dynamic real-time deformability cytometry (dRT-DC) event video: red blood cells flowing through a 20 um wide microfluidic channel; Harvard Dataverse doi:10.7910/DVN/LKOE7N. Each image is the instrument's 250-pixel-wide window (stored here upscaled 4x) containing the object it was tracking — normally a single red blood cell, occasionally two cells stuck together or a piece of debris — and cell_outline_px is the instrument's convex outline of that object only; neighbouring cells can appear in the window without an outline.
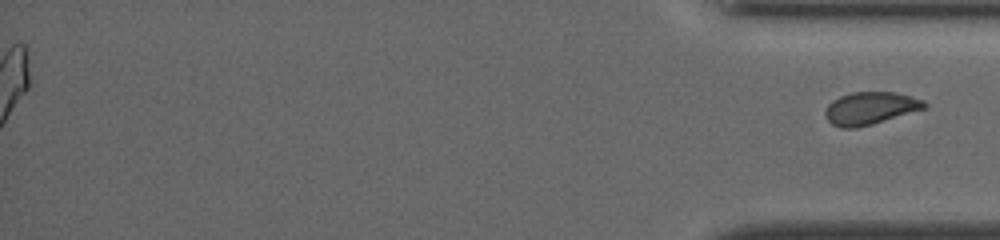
{"species": "common noctule bat (a hibernating species)", "species_latin": "Nyctalus noctula", "temperature_condition": "cold", "stored_images_in_passage": 45, "segment_of_instrument_passage": [2, 2], "camera_frame_rate_fps": 3000, "um_per_image_px": 0.085, "animal": {"sex": "female", "body_mass_g": 19.5, "forearm_length_mm": 54.1}, "frame": {"image": 1, "passage_image": 45, "time_ms": 14.667, "image_size_px": [1000, 240], "cell_outline_px": [[928, 108], [872, 124], [856, 128], [840, 128], [832, 124], [824, 116], [824, 112], [828, 104], [832, 100], [840, 96], [852, 92], [896, 92], [924, 100], [928, 104]], "centroid_in_image_um": [73.98, 9.2], "position_along_channel_um": 361.2, "area_um2": 19.02}}